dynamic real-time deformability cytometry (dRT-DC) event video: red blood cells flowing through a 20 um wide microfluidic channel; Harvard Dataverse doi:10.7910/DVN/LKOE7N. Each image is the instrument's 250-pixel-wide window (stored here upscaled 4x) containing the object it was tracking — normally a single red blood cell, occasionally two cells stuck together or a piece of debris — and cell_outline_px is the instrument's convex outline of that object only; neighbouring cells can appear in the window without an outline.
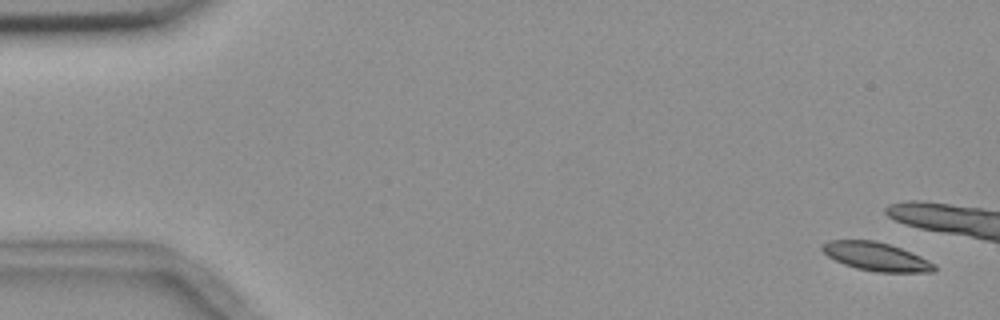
{"species": "common noctule bat (a hibernating species)", "species_latin": "Nyctalus noctula", "temperature_condition": "room temperature", "stored_images_in_passage": 13, "camera_frame_rate_fps": 3000, "um_per_image_px": 0.085, "animal": {"sex": "female", "body_mass_g": 18.4}, "frame": {"image": 1, "passage_image": 1, "time_ms": 0.0, "image_size_px": [1000, 320], "cell_outline_px": [[936, 272], [876, 272], [856, 268], [844, 264], [828, 256], [820, 248], [820, 244], [828, 240], [872, 240], [888, 244], [900, 248], [920, 256], [936, 264]], "centroid_in_image_um": [74.46, 21.81], "position_along_channel_um": 10.5, "area_um2": 18.55}}
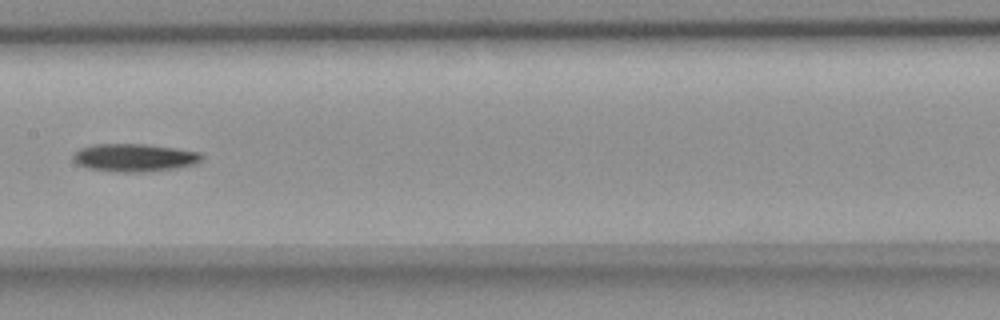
{"frame": {"image": 2, "passage_image": 10, "time_ms": 12.0, "image_size_px": [1000, 320], "cell_outline_px": [[204, 156], [196, 164], [176, 168], [140, 172], [112, 172], [88, 168], [76, 164], [72, 160], [72, 156], [80, 148], [92, 144], [144, 144], [176, 148], [200, 152]], "centroid_in_image_um": [11.39, 13.4], "position_along_channel_um": 196.0, "area_um2": 21.04}}
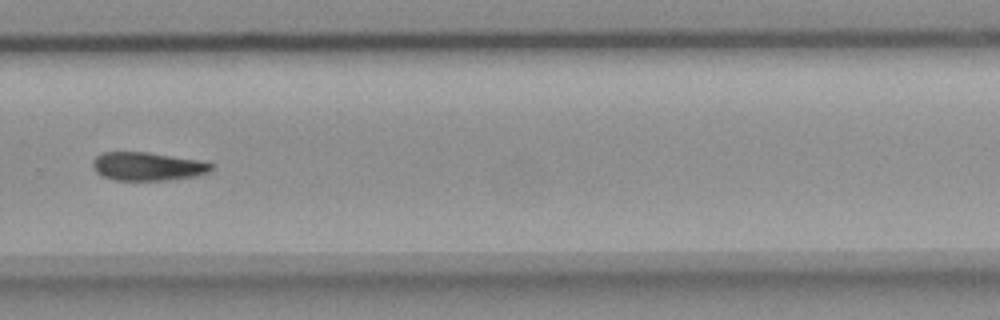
{"frame": {"image": 3, "passage_image": 13, "time_ms": 15.333, "image_size_px": [1000, 320], "cell_outline_px": [[212, 168], [208, 172], [196, 176], [172, 180], [116, 180], [100, 176], [92, 168], [92, 160], [100, 152], [148, 152], [200, 160], [212, 164]], "centroid_in_image_um": [12.5, 14.14], "position_along_channel_um": 317.3, "area_um2": 19.83}}